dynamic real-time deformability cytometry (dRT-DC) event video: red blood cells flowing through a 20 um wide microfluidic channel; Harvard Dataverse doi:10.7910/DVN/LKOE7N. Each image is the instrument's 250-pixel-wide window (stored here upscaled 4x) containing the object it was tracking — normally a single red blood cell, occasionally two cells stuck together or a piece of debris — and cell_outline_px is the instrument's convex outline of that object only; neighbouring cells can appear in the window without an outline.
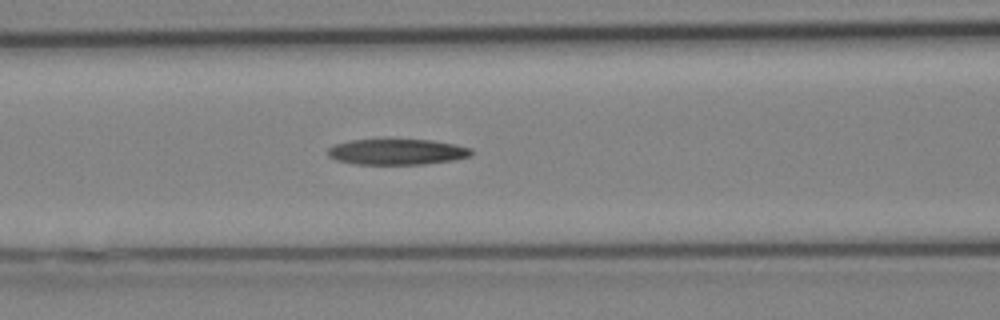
{"species": "Egyptian fruit bat (a non-hibernating species)", "species_latin": "Rousettus aegyptiacus", "temperature_condition": "cold", "stored_images_in_passage": 26, "camera_frame_rate_fps": 3000, "um_per_image_px": 0.085, "animal": {"sex": "female"}, "frame": {"image": 1, "passage_image": 11, "time_ms": 3.333, "image_size_px": [1000, 320], "cell_outline_px": [[472, 156], [452, 160], [424, 164], [356, 164], [336, 160], [328, 156], [328, 148], [336, 144], [352, 140], [432, 140], [456, 144], [472, 148]], "centroid_in_image_um": [33.78, 12.91], "position_along_channel_um": 132.8, "area_um2": 21.44}}
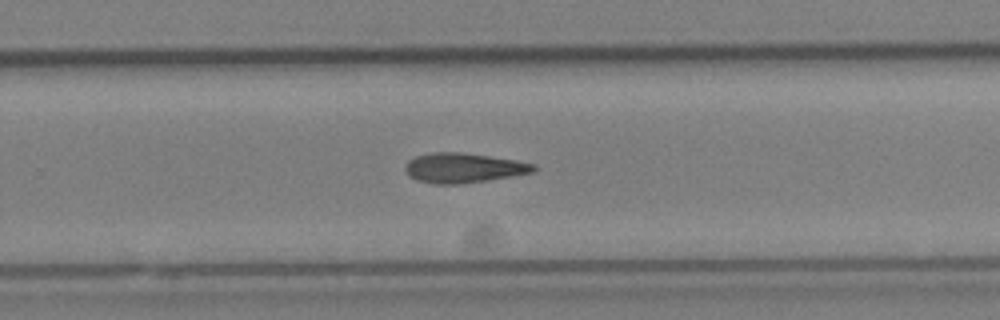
{"frame": {"image": 2, "passage_image": 18, "time_ms": 5.667, "image_size_px": [1000, 320], "cell_outline_px": [[536, 172], [512, 176], [456, 184], [432, 184], [416, 180], [404, 168], [404, 164], [408, 160], [416, 156], [432, 152], [464, 152], [516, 160], [536, 164]], "centroid_in_image_um": [39.4, 14.26], "position_along_channel_um": 290.4, "area_um2": 22.25}}
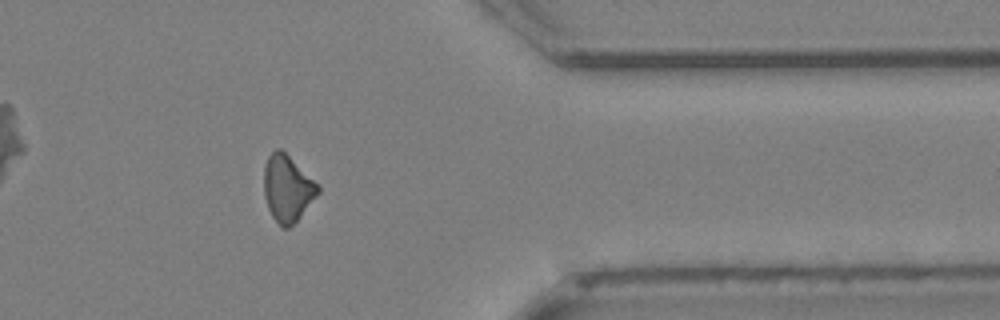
{"frame": {"image": 3, "passage_image": 23, "time_ms": 7.333, "image_size_px": [1000, 320], "cell_outline_px": [[320, 192], [300, 216], [288, 228], [280, 228], [272, 216], [268, 208], [264, 196], [264, 168], [268, 156], [276, 148], [280, 148], [320, 184]], "centroid_in_image_um": [24.43, 16.01], "position_along_channel_um": 387.0, "area_um2": 20.98}}